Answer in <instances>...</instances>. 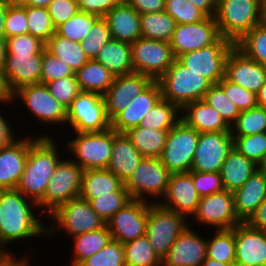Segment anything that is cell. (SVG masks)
Returning a JSON list of instances; mask_svg holds the SVG:
<instances>
[{
  "mask_svg": "<svg viewBox=\"0 0 266 266\" xmlns=\"http://www.w3.org/2000/svg\"><path fill=\"white\" fill-rule=\"evenodd\" d=\"M36 209H39L38 204L20 191L0 190V254L4 258L15 255L5 246L17 240L27 241L43 235L47 238V226L40 219L43 214Z\"/></svg>",
  "mask_w": 266,
  "mask_h": 266,
  "instance_id": "obj_1",
  "label": "cell"
},
{
  "mask_svg": "<svg viewBox=\"0 0 266 266\" xmlns=\"http://www.w3.org/2000/svg\"><path fill=\"white\" fill-rule=\"evenodd\" d=\"M54 137L47 133L31 136L28 158L16 187V190L37 204L44 198L55 167L64 157Z\"/></svg>",
  "mask_w": 266,
  "mask_h": 266,
  "instance_id": "obj_2",
  "label": "cell"
},
{
  "mask_svg": "<svg viewBox=\"0 0 266 266\" xmlns=\"http://www.w3.org/2000/svg\"><path fill=\"white\" fill-rule=\"evenodd\" d=\"M214 18L221 36L236 43L263 22L262 0H217Z\"/></svg>",
  "mask_w": 266,
  "mask_h": 266,
  "instance_id": "obj_3",
  "label": "cell"
},
{
  "mask_svg": "<svg viewBox=\"0 0 266 266\" xmlns=\"http://www.w3.org/2000/svg\"><path fill=\"white\" fill-rule=\"evenodd\" d=\"M156 81L161 89V98L176 104L180 109L188 103L203 99L212 85L177 59Z\"/></svg>",
  "mask_w": 266,
  "mask_h": 266,
  "instance_id": "obj_4",
  "label": "cell"
},
{
  "mask_svg": "<svg viewBox=\"0 0 266 266\" xmlns=\"http://www.w3.org/2000/svg\"><path fill=\"white\" fill-rule=\"evenodd\" d=\"M65 145L72 158L67 157L83 171L107 169L112 155L113 129L103 132H75V137L73 135Z\"/></svg>",
  "mask_w": 266,
  "mask_h": 266,
  "instance_id": "obj_5",
  "label": "cell"
},
{
  "mask_svg": "<svg viewBox=\"0 0 266 266\" xmlns=\"http://www.w3.org/2000/svg\"><path fill=\"white\" fill-rule=\"evenodd\" d=\"M47 217L50 218L49 221L52 219L55 222V224L47 226L46 236L51 238L61 230L66 233V236L73 238L89 231L101 229L106 225L91 208L89 201L80 197L60 205Z\"/></svg>",
  "mask_w": 266,
  "mask_h": 266,
  "instance_id": "obj_6",
  "label": "cell"
},
{
  "mask_svg": "<svg viewBox=\"0 0 266 266\" xmlns=\"http://www.w3.org/2000/svg\"><path fill=\"white\" fill-rule=\"evenodd\" d=\"M171 174L160 158L144 157L124 186L131 199L149 202L152 198L150 203H159L166 193Z\"/></svg>",
  "mask_w": 266,
  "mask_h": 266,
  "instance_id": "obj_7",
  "label": "cell"
},
{
  "mask_svg": "<svg viewBox=\"0 0 266 266\" xmlns=\"http://www.w3.org/2000/svg\"><path fill=\"white\" fill-rule=\"evenodd\" d=\"M188 223L184 215L164 208L159 203H150L145 235L161 259L168 254Z\"/></svg>",
  "mask_w": 266,
  "mask_h": 266,
  "instance_id": "obj_8",
  "label": "cell"
},
{
  "mask_svg": "<svg viewBox=\"0 0 266 266\" xmlns=\"http://www.w3.org/2000/svg\"><path fill=\"white\" fill-rule=\"evenodd\" d=\"M82 174L83 170L69 157L61 159L47 185L44 198L38 203L40 212L47 216L60 205L79 197Z\"/></svg>",
  "mask_w": 266,
  "mask_h": 266,
  "instance_id": "obj_9",
  "label": "cell"
},
{
  "mask_svg": "<svg viewBox=\"0 0 266 266\" xmlns=\"http://www.w3.org/2000/svg\"><path fill=\"white\" fill-rule=\"evenodd\" d=\"M66 125L74 132H103L111 128L103 95L81 91L67 109Z\"/></svg>",
  "mask_w": 266,
  "mask_h": 266,
  "instance_id": "obj_10",
  "label": "cell"
},
{
  "mask_svg": "<svg viewBox=\"0 0 266 266\" xmlns=\"http://www.w3.org/2000/svg\"><path fill=\"white\" fill-rule=\"evenodd\" d=\"M199 136L182 120L168 131L160 160L171 173L191 171Z\"/></svg>",
  "mask_w": 266,
  "mask_h": 266,
  "instance_id": "obj_11",
  "label": "cell"
},
{
  "mask_svg": "<svg viewBox=\"0 0 266 266\" xmlns=\"http://www.w3.org/2000/svg\"><path fill=\"white\" fill-rule=\"evenodd\" d=\"M10 98L13 103L21 99L20 102L31 112L34 119L41 122L40 124L66 125L67 109L51 95L45 84L22 86L14 91Z\"/></svg>",
  "mask_w": 266,
  "mask_h": 266,
  "instance_id": "obj_12",
  "label": "cell"
},
{
  "mask_svg": "<svg viewBox=\"0 0 266 266\" xmlns=\"http://www.w3.org/2000/svg\"><path fill=\"white\" fill-rule=\"evenodd\" d=\"M234 46L235 43L221 36L215 43L184 53L176 59L211 84H217L225 77L226 59Z\"/></svg>",
  "mask_w": 266,
  "mask_h": 266,
  "instance_id": "obj_13",
  "label": "cell"
},
{
  "mask_svg": "<svg viewBox=\"0 0 266 266\" xmlns=\"http://www.w3.org/2000/svg\"><path fill=\"white\" fill-rule=\"evenodd\" d=\"M134 72L157 80L176 59L169 42L140 37L131 43Z\"/></svg>",
  "mask_w": 266,
  "mask_h": 266,
  "instance_id": "obj_14",
  "label": "cell"
},
{
  "mask_svg": "<svg viewBox=\"0 0 266 266\" xmlns=\"http://www.w3.org/2000/svg\"><path fill=\"white\" fill-rule=\"evenodd\" d=\"M191 219L201 223V226H208L209 229L213 226V230L232 229L242 223L235 213L233 193L225 189L201 197Z\"/></svg>",
  "mask_w": 266,
  "mask_h": 266,
  "instance_id": "obj_15",
  "label": "cell"
},
{
  "mask_svg": "<svg viewBox=\"0 0 266 266\" xmlns=\"http://www.w3.org/2000/svg\"><path fill=\"white\" fill-rule=\"evenodd\" d=\"M149 205L150 202L132 199L119 209L106 222L112 239L124 244L145 236Z\"/></svg>",
  "mask_w": 266,
  "mask_h": 266,
  "instance_id": "obj_16",
  "label": "cell"
},
{
  "mask_svg": "<svg viewBox=\"0 0 266 266\" xmlns=\"http://www.w3.org/2000/svg\"><path fill=\"white\" fill-rule=\"evenodd\" d=\"M233 148L231 132L200 133L191 171L220 172Z\"/></svg>",
  "mask_w": 266,
  "mask_h": 266,
  "instance_id": "obj_17",
  "label": "cell"
},
{
  "mask_svg": "<svg viewBox=\"0 0 266 266\" xmlns=\"http://www.w3.org/2000/svg\"><path fill=\"white\" fill-rule=\"evenodd\" d=\"M221 34L214 17L193 24H176L170 46L175 58L215 43Z\"/></svg>",
  "mask_w": 266,
  "mask_h": 266,
  "instance_id": "obj_18",
  "label": "cell"
},
{
  "mask_svg": "<svg viewBox=\"0 0 266 266\" xmlns=\"http://www.w3.org/2000/svg\"><path fill=\"white\" fill-rule=\"evenodd\" d=\"M41 72L42 54H6L1 76L11 95L22 86L40 84Z\"/></svg>",
  "mask_w": 266,
  "mask_h": 266,
  "instance_id": "obj_19",
  "label": "cell"
},
{
  "mask_svg": "<svg viewBox=\"0 0 266 266\" xmlns=\"http://www.w3.org/2000/svg\"><path fill=\"white\" fill-rule=\"evenodd\" d=\"M200 198L191 171L172 173L166 193L159 204L190 219L197 210Z\"/></svg>",
  "mask_w": 266,
  "mask_h": 266,
  "instance_id": "obj_20",
  "label": "cell"
},
{
  "mask_svg": "<svg viewBox=\"0 0 266 266\" xmlns=\"http://www.w3.org/2000/svg\"><path fill=\"white\" fill-rule=\"evenodd\" d=\"M225 78L257 94L266 83V69L234 46L226 59Z\"/></svg>",
  "mask_w": 266,
  "mask_h": 266,
  "instance_id": "obj_21",
  "label": "cell"
},
{
  "mask_svg": "<svg viewBox=\"0 0 266 266\" xmlns=\"http://www.w3.org/2000/svg\"><path fill=\"white\" fill-rule=\"evenodd\" d=\"M152 81L151 77L136 72L115 76L113 84L103 94L108 119L111 121L124 110L130 104V100L140 94Z\"/></svg>",
  "mask_w": 266,
  "mask_h": 266,
  "instance_id": "obj_22",
  "label": "cell"
},
{
  "mask_svg": "<svg viewBox=\"0 0 266 266\" xmlns=\"http://www.w3.org/2000/svg\"><path fill=\"white\" fill-rule=\"evenodd\" d=\"M190 224L162 259V266H200L206 259L207 239L194 231Z\"/></svg>",
  "mask_w": 266,
  "mask_h": 266,
  "instance_id": "obj_23",
  "label": "cell"
},
{
  "mask_svg": "<svg viewBox=\"0 0 266 266\" xmlns=\"http://www.w3.org/2000/svg\"><path fill=\"white\" fill-rule=\"evenodd\" d=\"M30 137L0 148V190L16 189L28 158Z\"/></svg>",
  "mask_w": 266,
  "mask_h": 266,
  "instance_id": "obj_24",
  "label": "cell"
},
{
  "mask_svg": "<svg viewBox=\"0 0 266 266\" xmlns=\"http://www.w3.org/2000/svg\"><path fill=\"white\" fill-rule=\"evenodd\" d=\"M161 98V89L153 80L140 94L130 100V104L111 120V128L117 133H126L139 126L143 117Z\"/></svg>",
  "mask_w": 266,
  "mask_h": 266,
  "instance_id": "obj_25",
  "label": "cell"
},
{
  "mask_svg": "<svg viewBox=\"0 0 266 266\" xmlns=\"http://www.w3.org/2000/svg\"><path fill=\"white\" fill-rule=\"evenodd\" d=\"M235 262L266 266V232L247 223L236 225Z\"/></svg>",
  "mask_w": 266,
  "mask_h": 266,
  "instance_id": "obj_26",
  "label": "cell"
},
{
  "mask_svg": "<svg viewBox=\"0 0 266 266\" xmlns=\"http://www.w3.org/2000/svg\"><path fill=\"white\" fill-rule=\"evenodd\" d=\"M233 198L238 219L246 223L266 199V174L255 171L240 189L233 192Z\"/></svg>",
  "mask_w": 266,
  "mask_h": 266,
  "instance_id": "obj_27",
  "label": "cell"
},
{
  "mask_svg": "<svg viewBox=\"0 0 266 266\" xmlns=\"http://www.w3.org/2000/svg\"><path fill=\"white\" fill-rule=\"evenodd\" d=\"M111 38L133 43L141 36L140 14L125 0L112 8L105 16Z\"/></svg>",
  "mask_w": 266,
  "mask_h": 266,
  "instance_id": "obj_28",
  "label": "cell"
},
{
  "mask_svg": "<svg viewBox=\"0 0 266 266\" xmlns=\"http://www.w3.org/2000/svg\"><path fill=\"white\" fill-rule=\"evenodd\" d=\"M143 158L125 133L113 130L112 155L107 170L125 183Z\"/></svg>",
  "mask_w": 266,
  "mask_h": 266,
  "instance_id": "obj_29",
  "label": "cell"
},
{
  "mask_svg": "<svg viewBox=\"0 0 266 266\" xmlns=\"http://www.w3.org/2000/svg\"><path fill=\"white\" fill-rule=\"evenodd\" d=\"M181 120L199 133L230 132L221 115L202 99L186 104L181 109Z\"/></svg>",
  "mask_w": 266,
  "mask_h": 266,
  "instance_id": "obj_30",
  "label": "cell"
},
{
  "mask_svg": "<svg viewBox=\"0 0 266 266\" xmlns=\"http://www.w3.org/2000/svg\"><path fill=\"white\" fill-rule=\"evenodd\" d=\"M257 170L258 166L255 162L247 159L233 148L223 162L219 173L224 189L233 193L237 189H240Z\"/></svg>",
  "mask_w": 266,
  "mask_h": 266,
  "instance_id": "obj_31",
  "label": "cell"
},
{
  "mask_svg": "<svg viewBox=\"0 0 266 266\" xmlns=\"http://www.w3.org/2000/svg\"><path fill=\"white\" fill-rule=\"evenodd\" d=\"M112 192H128L124 183L112 172L107 169L83 171L80 198L89 201Z\"/></svg>",
  "mask_w": 266,
  "mask_h": 266,
  "instance_id": "obj_32",
  "label": "cell"
},
{
  "mask_svg": "<svg viewBox=\"0 0 266 266\" xmlns=\"http://www.w3.org/2000/svg\"><path fill=\"white\" fill-rule=\"evenodd\" d=\"M103 64L115 76L134 72L131 57V43L110 39L94 59Z\"/></svg>",
  "mask_w": 266,
  "mask_h": 266,
  "instance_id": "obj_33",
  "label": "cell"
},
{
  "mask_svg": "<svg viewBox=\"0 0 266 266\" xmlns=\"http://www.w3.org/2000/svg\"><path fill=\"white\" fill-rule=\"evenodd\" d=\"M75 76L81 91L96 92L101 95L110 88L115 78L113 73L94 59L85 63Z\"/></svg>",
  "mask_w": 266,
  "mask_h": 266,
  "instance_id": "obj_34",
  "label": "cell"
},
{
  "mask_svg": "<svg viewBox=\"0 0 266 266\" xmlns=\"http://www.w3.org/2000/svg\"><path fill=\"white\" fill-rule=\"evenodd\" d=\"M168 131L137 126L129 129L125 134L143 157L160 158L166 144Z\"/></svg>",
  "mask_w": 266,
  "mask_h": 266,
  "instance_id": "obj_35",
  "label": "cell"
},
{
  "mask_svg": "<svg viewBox=\"0 0 266 266\" xmlns=\"http://www.w3.org/2000/svg\"><path fill=\"white\" fill-rule=\"evenodd\" d=\"M73 241V256L71 266H79L85 259L98 253L110 240L111 233L105 225L101 229L89 231L71 238Z\"/></svg>",
  "mask_w": 266,
  "mask_h": 266,
  "instance_id": "obj_36",
  "label": "cell"
},
{
  "mask_svg": "<svg viewBox=\"0 0 266 266\" xmlns=\"http://www.w3.org/2000/svg\"><path fill=\"white\" fill-rule=\"evenodd\" d=\"M45 49L67 63L74 73L89 61L79 42L63 38L56 33L45 43Z\"/></svg>",
  "mask_w": 266,
  "mask_h": 266,
  "instance_id": "obj_37",
  "label": "cell"
},
{
  "mask_svg": "<svg viewBox=\"0 0 266 266\" xmlns=\"http://www.w3.org/2000/svg\"><path fill=\"white\" fill-rule=\"evenodd\" d=\"M180 120L181 109L176 104L160 98L143 117L139 126L156 130H170Z\"/></svg>",
  "mask_w": 266,
  "mask_h": 266,
  "instance_id": "obj_38",
  "label": "cell"
},
{
  "mask_svg": "<svg viewBox=\"0 0 266 266\" xmlns=\"http://www.w3.org/2000/svg\"><path fill=\"white\" fill-rule=\"evenodd\" d=\"M175 25L174 19L165 11L140 15L143 38L170 42Z\"/></svg>",
  "mask_w": 266,
  "mask_h": 266,
  "instance_id": "obj_39",
  "label": "cell"
},
{
  "mask_svg": "<svg viewBox=\"0 0 266 266\" xmlns=\"http://www.w3.org/2000/svg\"><path fill=\"white\" fill-rule=\"evenodd\" d=\"M206 257L229 265L235 262V227L216 230L207 238Z\"/></svg>",
  "mask_w": 266,
  "mask_h": 266,
  "instance_id": "obj_40",
  "label": "cell"
},
{
  "mask_svg": "<svg viewBox=\"0 0 266 266\" xmlns=\"http://www.w3.org/2000/svg\"><path fill=\"white\" fill-rule=\"evenodd\" d=\"M123 250L125 266H162L146 235L124 243Z\"/></svg>",
  "mask_w": 266,
  "mask_h": 266,
  "instance_id": "obj_41",
  "label": "cell"
},
{
  "mask_svg": "<svg viewBox=\"0 0 266 266\" xmlns=\"http://www.w3.org/2000/svg\"><path fill=\"white\" fill-rule=\"evenodd\" d=\"M235 46L255 63H266V23L262 22L248 31Z\"/></svg>",
  "mask_w": 266,
  "mask_h": 266,
  "instance_id": "obj_42",
  "label": "cell"
},
{
  "mask_svg": "<svg viewBox=\"0 0 266 266\" xmlns=\"http://www.w3.org/2000/svg\"><path fill=\"white\" fill-rule=\"evenodd\" d=\"M232 137L266 133V109L256 106L243 111L230 127Z\"/></svg>",
  "mask_w": 266,
  "mask_h": 266,
  "instance_id": "obj_43",
  "label": "cell"
},
{
  "mask_svg": "<svg viewBox=\"0 0 266 266\" xmlns=\"http://www.w3.org/2000/svg\"><path fill=\"white\" fill-rule=\"evenodd\" d=\"M99 16L78 11L73 17L56 27L55 33L75 42H82Z\"/></svg>",
  "mask_w": 266,
  "mask_h": 266,
  "instance_id": "obj_44",
  "label": "cell"
},
{
  "mask_svg": "<svg viewBox=\"0 0 266 266\" xmlns=\"http://www.w3.org/2000/svg\"><path fill=\"white\" fill-rule=\"evenodd\" d=\"M202 100L215 109L230 127L241 113L218 83L210 86Z\"/></svg>",
  "mask_w": 266,
  "mask_h": 266,
  "instance_id": "obj_45",
  "label": "cell"
},
{
  "mask_svg": "<svg viewBox=\"0 0 266 266\" xmlns=\"http://www.w3.org/2000/svg\"><path fill=\"white\" fill-rule=\"evenodd\" d=\"M28 33L46 43L55 34L54 26L47 8L26 6Z\"/></svg>",
  "mask_w": 266,
  "mask_h": 266,
  "instance_id": "obj_46",
  "label": "cell"
},
{
  "mask_svg": "<svg viewBox=\"0 0 266 266\" xmlns=\"http://www.w3.org/2000/svg\"><path fill=\"white\" fill-rule=\"evenodd\" d=\"M111 39L108 23L104 17H99L92 28L80 42L86 56L95 59L101 48Z\"/></svg>",
  "mask_w": 266,
  "mask_h": 266,
  "instance_id": "obj_47",
  "label": "cell"
},
{
  "mask_svg": "<svg viewBox=\"0 0 266 266\" xmlns=\"http://www.w3.org/2000/svg\"><path fill=\"white\" fill-rule=\"evenodd\" d=\"M131 199L128 192H112L89 200L91 208L106 223Z\"/></svg>",
  "mask_w": 266,
  "mask_h": 266,
  "instance_id": "obj_48",
  "label": "cell"
},
{
  "mask_svg": "<svg viewBox=\"0 0 266 266\" xmlns=\"http://www.w3.org/2000/svg\"><path fill=\"white\" fill-rule=\"evenodd\" d=\"M176 24H193L207 16L188 0H165V10Z\"/></svg>",
  "mask_w": 266,
  "mask_h": 266,
  "instance_id": "obj_49",
  "label": "cell"
},
{
  "mask_svg": "<svg viewBox=\"0 0 266 266\" xmlns=\"http://www.w3.org/2000/svg\"><path fill=\"white\" fill-rule=\"evenodd\" d=\"M79 266H125L123 244L112 239Z\"/></svg>",
  "mask_w": 266,
  "mask_h": 266,
  "instance_id": "obj_50",
  "label": "cell"
},
{
  "mask_svg": "<svg viewBox=\"0 0 266 266\" xmlns=\"http://www.w3.org/2000/svg\"><path fill=\"white\" fill-rule=\"evenodd\" d=\"M234 149L257 165L266 154V133L233 137Z\"/></svg>",
  "mask_w": 266,
  "mask_h": 266,
  "instance_id": "obj_51",
  "label": "cell"
},
{
  "mask_svg": "<svg viewBox=\"0 0 266 266\" xmlns=\"http://www.w3.org/2000/svg\"><path fill=\"white\" fill-rule=\"evenodd\" d=\"M51 95L66 109L81 92L76 76H67L45 84Z\"/></svg>",
  "mask_w": 266,
  "mask_h": 266,
  "instance_id": "obj_52",
  "label": "cell"
},
{
  "mask_svg": "<svg viewBox=\"0 0 266 266\" xmlns=\"http://www.w3.org/2000/svg\"><path fill=\"white\" fill-rule=\"evenodd\" d=\"M72 75H75V73L67 63L62 59H57L53 54L44 49L40 84H46L50 81Z\"/></svg>",
  "mask_w": 266,
  "mask_h": 266,
  "instance_id": "obj_53",
  "label": "cell"
},
{
  "mask_svg": "<svg viewBox=\"0 0 266 266\" xmlns=\"http://www.w3.org/2000/svg\"><path fill=\"white\" fill-rule=\"evenodd\" d=\"M6 54H43L45 43L31 34L6 38Z\"/></svg>",
  "mask_w": 266,
  "mask_h": 266,
  "instance_id": "obj_54",
  "label": "cell"
},
{
  "mask_svg": "<svg viewBox=\"0 0 266 266\" xmlns=\"http://www.w3.org/2000/svg\"><path fill=\"white\" fill-rule=\"evenodd\" d=\"M218 84L223 88L228 98L235 103L240 112L257 106L256 94L240 85L234 84L223 77Z\"/></svg>",
  "mask_w": 266,
  "mask_h": 266,
  "instance_id": "obj_55",
  "label": "cell"
},
{
  "mask_svg": "<svg viewBox=\"0 0 266 266\" xmlns=\"http://www.w3.org/2000/svg\"><path fill=\"white\" fill-rule=\"evenodd\" d=\"M28 33L26 6H8L4 22V37H14Z\"/></svg>",
  "mask_w": 266,
  "mask_h": 266,
  "instance_id": "obj_56",
  "label": "cell"
},
{
  "mask_svg": "<svg viewBox=\"0 0 266 266\" xmlns=\"http://www.w3.org/2000/svg\"><path fill=\"white\" fill-rule=\"evenodd\" d=\"M191 177L200 197H205L224 190L219 172L191 171Z\"/></svg>",
  "mask_w": 266,
  "mask_h": 266,
  "instance_id": "obj_57",
  "label": "cell"
},
{
  "mask_svg": "<svg viewBox=\"0 0 266 266\" xmlns=\"http://www.w3.org/2000/svg\"><path fill=\"white\" fill-rule=\"evenodd\" d=\"M47 9L55 27L79 11L77 0H52Z\"/></svg>",
  "mask_w": 266,
  "mask_h": 266,
  "instance_id": "obj_58",
  "label": "cell"
},
{
  "mask_svg": "<svg viewBox=\"0 0 266 266\" xmlns=\"http://www.w3.org/2000/svg\"><path fill=\"white\" fill-rule=\"evenodd\" d=\"M122 0H77L79 11L104 17Z\"/></svg>",
  "mask_w": 266,
  "mask_h": 266,
  "instance_id": "obj_59",
  "label": "cell"
},
{
  "mask_svg": "<svg viewBox=\"0 0 266 266\" xmlns=\"http://www.w3.org/2000/svg\"><path fill=\"white\" fill-rule=\"evenodd\" d=\"M140 15L162 12L165 10V0H125Z\"/></svg>",
  "mask_w": 266,
  "mask_h": 266,
  "instance_id": "obj_60",
  "label": "cell"
},
{
  "mask_svg": "<svg viewBox=\"0 0 266 266\" xmlns=\"http://www.w3.org/2000/svg\"><path fill=\"white\" fill-rule=\"evenodd\" d=\"M6 119H8V116L6 118L5 115L0 112V148L10 144L17 138L14 130H12L13 127H11V124Z\"/></svg>",
  "mask_w": 266,
  "mask_h": 266,
  "instance_id": "obj_61",
  "label": "cell"
},
{
  "mask_svg": "<svg viewBox=\"0 0 266 266\" xmlns=\"http://www.w3.org/2000/svg\"><path fill=\"white\" fill-rule=\"evenodd\" d=\"M246 223L252 228L266 232V199Z\"/></svg>",
  "mask_w": 266,
  "mask_h": 266,
  "instance_id": "obj_62",
  "label": "cell"
},
{
  "mask_svg": "<svg viewBox=\"0 0 266 266\" xmlns=\"http://www.w3.org/2000/svg\"><path fill=\"white\" fill-rule=\"evenodd\" d=\"M196 8L200 9L207 17H214L216 13L217 0H188Z\"/></svg>",
  "mask_w": 266,
  "mask_h": 266,
  "instance_id": "obj_63",
  "label": "cell"
},
{
  "mask_svg": "<svg viewBox=\"0 0 266 266\" xmlns=\"http://www.w3.org/2000/svg\"><path fill=\"white\" fill-rule=\"evenodd\" d=\"M26 257V258H25ZM30 256L25 255L24 257L22 256V258L17 259L16 256H9V257H5L1 262H0V266H31L32 264H30Z\"/></svg>",
  "mask_w": 266,
  "mask_h": 266,
  "instance_id": "obj_64",
  "label": "cell"
},
{
  "mask_svg": "<svg viewBox=\"0 0 266 266\" xmlns=\"http://www.w3.org/2000/svg\"><path fill=\"white\" fill-rule=\"evenodd\" d=\"M0 103L2 105L7 104H11V98H10V94L8 93L6 86L4 84L3 78L0 74Z\"/></svg>",
  "mask_w": 266,
  "mask_h": 266,
  "instance_id": "obj_65",
  "label": "cell"
},
{
  "mask_svg": "<svg viewBox=\"0 0 266 266\" xmlns=\"http://www.w3.org/2000/svg\"><path fill=\"white\" fill-rule=\"evenodd\" d=\"M8 6L4 0H0V37H4V22Z\"/></svg>",
  "mask_w": 266,
  "mask_h": 266,
  "instance_id": "obj_66",
  "label": "cell"
},
{
  "mask_svg": "<svg viewBox=\"0 0 266 266\" xmlns=\"http://www.w3.org/2000/svg\"><path fill=\"white\" fill-rule=\"evenodd\" d=\"M6 38L0 37V74L3 73V69L5 66V60H6Z\"/></svg>",
  "mask_w": 266,
  "mask_h": 266,
  "instance_id": "obj_67",
  "label": "cell"
},
{
  "mask_svg": "<svg viewBox=\"0 0 266 266\" xmlns=\"http://www.w3.org/2000/svg\"><path fill=\"white\" fill-rule=\"evenodd\" d=\"M256 101H257V106H260L266 109V83L257 92Z\"/></svg>",
  "mask_w": 266,
  "mask_h": 266,
  "instance_id": "obj_68",
  "label": "cell"
},
{
  "mask_svg": "<svg viewBox=\"0 0 266 266\" xmlns=\"http://www.w3.org/2000/svg\"><path fill=\"white\" fill-rule=\"evenodd\" d=\"M52 0H28V6L48 8Z\"/></svg>",
  "mask_w": 266,
  "mask_h": 266,
  "instance_id": "obj_69",
  "label": "cell"
},
{
  "mask_svg": "<svg viewBox=\"0 0 266 266\" xmlns=\"http://www.w3.org/2000/svg\"><path fill=\"white\" fill-rule=\"evenodd\" d=\"M200 266H231V265L206 257V259L203 261V263Z\"/></svg>",
  "mask_w": 266,
  "mask_h": 266,
  "instance_id": "obj_70",
  "label": "cell"
},
{
  "mask_svg": "<svg viewBox=\"0 0 266 266\" xmlns=\"http://www.w3.org/2000/svg\"><path fill=\"white\" fill-rule=\"evenodd\" d=\"M8 5L12 6H28V0H4Z\"/></svg>",
  "mask_w": 266,
  "mask_h": 266,
  "instance_id": "obj_71",
  "label": "cell"
},
{
  "mask_svg": "<svg viewBox=\"0 0 266 266\" xmlns=\"http://www.w3.org/2000/svg\"><path fill=\"white\" fill-rule=\"evenodd\" d=\"M258 170L266 174V154L263 156L262 160L258 163Z\"/></svg>",
  "mask_w": 266,
  "mask_h": 266,
  "instance_id": "obj_72",
  "label": "cell"
},
{
  "mask_svg": "<svg viewBox=\"0 0 266 266\" xmlns=\"http://www.w3.org/2000/svg\"><path fill=\"white\" fill-rule=\"evenodd\" d=\"M262 19L266 23V0H262Z\"/></svg>",
  "mask_w": 266,
  "mask_h": 266,
  "instance_id": "obj_73",
  "label": "cell"
},
{
  "mask_svg": "<svg viewBox=\"0 0 266 266\" xmlns=\"http://www.w3.org/2000/svg\"><path fill=\"white\" fill-rule=\"evenodd\" d=\"M231 266H255V265L241 264V263H238V262H234Z\"/></svg>",
  "mask_w": 266,
  "mask_h": 266,
  "instance_id": "obj_74",
  "label": "cell"
},
{
  "mask_svg": "<svg viewBox=\"0 0 266 266\" xmlns=\"http://www.w3.org/2000/svg\"><path fill=\"white\" fill-rule=\"evenodd\" d=\"M4 259V257L0 254V262Z\"/></svg>",
  "mask_w": 266,
  "mask_h": 266,
  "instance_id": "obj_75",
  "label": "cell"
}]
</instances>
